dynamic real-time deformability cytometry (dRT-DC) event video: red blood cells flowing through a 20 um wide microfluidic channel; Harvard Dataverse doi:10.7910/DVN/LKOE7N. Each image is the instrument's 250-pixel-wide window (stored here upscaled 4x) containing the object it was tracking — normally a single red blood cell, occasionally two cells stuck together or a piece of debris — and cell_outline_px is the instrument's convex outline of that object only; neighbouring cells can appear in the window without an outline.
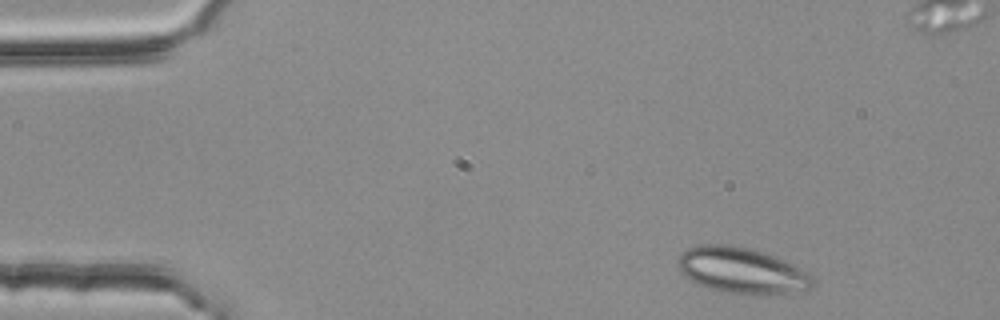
{"species": "common noctule bat (a hibernating species)", "species_latin": "Nyctalus noctula", "temperature_condition": "room temperature", "stored_images_in_passage": 4, "segment_of_instrument_passage": [1, 2], "camera_frame_rate_fps": 3000, "um_per_image_px": 0.085, "animal": {"sex": "female", "body_mass_g": 25.1}, "frame": {"image": 1, "passage_image": 1, "time_ms": 0.0, "image_size_px": [1000, 320], "cell_outline_px": [[812, 284], [804, 292], [788, 296], [776, 296], [720, 292], [696, 284], [688, 280], [680, 272], [676, 264], [676, 260], [688, 248], [700, 244], [732, 244], [752, 248], [768, 252], [800, 268], [812, 280]], "centroid_in_image_um": [63.04, 23.01], "position_along_channel_um": 22.0, "area_um2": 37.11}}